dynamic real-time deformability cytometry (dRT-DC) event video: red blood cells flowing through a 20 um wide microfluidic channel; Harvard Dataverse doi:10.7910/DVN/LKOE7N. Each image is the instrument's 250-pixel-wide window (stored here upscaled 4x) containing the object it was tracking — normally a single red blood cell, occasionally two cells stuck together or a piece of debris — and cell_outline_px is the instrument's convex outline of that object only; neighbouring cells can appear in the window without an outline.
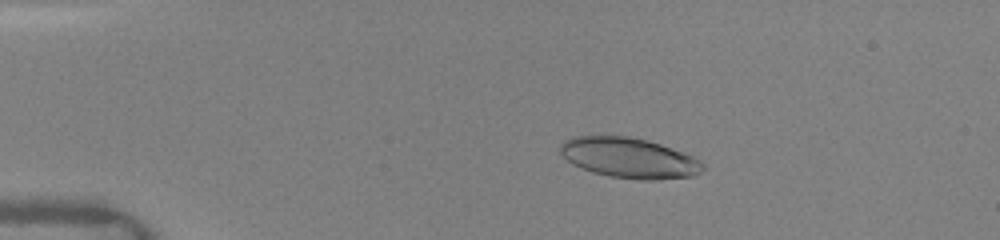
{"species": "human", "species_latin": "Homo sapiens", "temperature_condition": "warm", "stored_images_in_passage": 30, "camera_frame_rate_fps": 3000, "um_per_image_px": 0.085, "donor": {"sex": "female"}, "frame": {"image": 1, "passage_image": 17, "time_ms": 3.0, "image_size_px": [1000, 240], "cell_outline_px": [[704, 168], [700, 172], [692, 176], [656, 180], [644, 180], [608, 176], [592, 172], [572, 164], [560, 152], [560, 144], [564, 140], [572, 136], [628, 136], [648, 140], [660, 144], [692, 156], [700, 160], [704, 164]], "centroid_in_image_um": [53.46, 13.42], "position_along_channel_um": 31.5, "area_um2": 33.41}}